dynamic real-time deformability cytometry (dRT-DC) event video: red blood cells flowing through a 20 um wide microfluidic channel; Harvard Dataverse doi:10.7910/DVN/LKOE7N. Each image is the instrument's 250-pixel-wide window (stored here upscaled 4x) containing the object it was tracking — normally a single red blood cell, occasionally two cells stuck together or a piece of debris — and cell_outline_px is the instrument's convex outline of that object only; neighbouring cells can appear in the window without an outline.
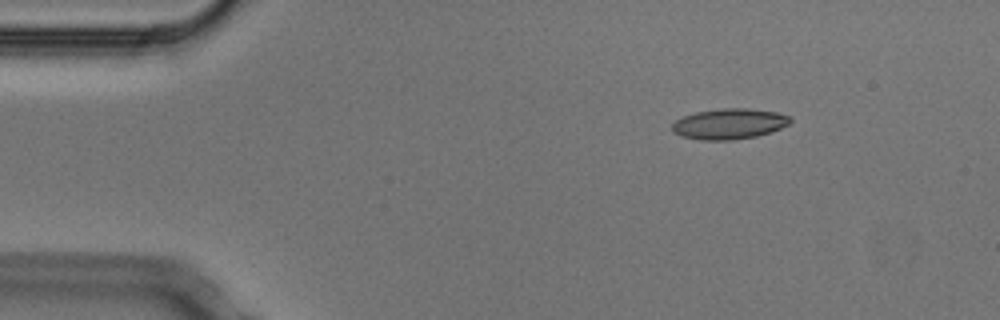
{"species": "Egyptian fruit bat (a non-hibernating species)", "species_latin": "Rousettus aegyptiacus", "temperature_condition": "cold", "stored_images_in_passage": 3, "camera_frame_rate_fps": 3000, "um_per_image_px": 0.085, "animal": {"sex": "male"}, "frame": {"image": 1, "passage_image": 1, "time_ms": 0.0, "image_size_px": [1000, 320], "cell_outline_px": [[792, 120], [788, 124], [780, 128], [756, 136], [732, 140], [700, 140], [680, 136], [672, 132], [672, 124], [676, 120], [684, 116], [696, 112], [720, 108], [748, 108], [776, 112], [792, 116]], "centroid_in_image_um": [61.97, 10.52], "position_along_channel_um": 23.0, "area_um2": 21.1}}